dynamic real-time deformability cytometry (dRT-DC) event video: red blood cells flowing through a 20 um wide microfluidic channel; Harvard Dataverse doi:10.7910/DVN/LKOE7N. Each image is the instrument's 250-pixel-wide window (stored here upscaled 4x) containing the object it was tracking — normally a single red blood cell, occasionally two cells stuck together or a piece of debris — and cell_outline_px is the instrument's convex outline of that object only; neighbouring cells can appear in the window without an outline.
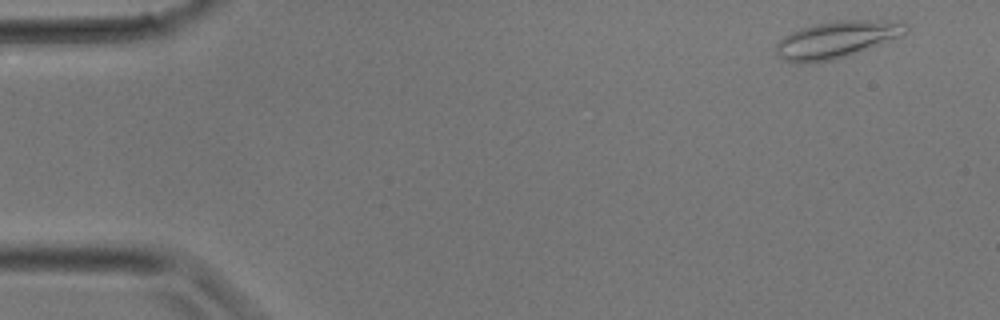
{"species": "common noctule bat (a hibernating species)", "species_latin": "Nyctalus noctula", "temperature_condition": "room temperature", "stored_images_in_passage": 32, "camera_frame_rate_fps": 3000, "um_per_image_px": 0.085, "animal": {"sex": "male", "body_mass_g": 17.9}, "frame": {"image": 1, "passage_image": 2, "time_ms": 0.333, "image_size_px": [1000, 320], "cell_outline_px": [[908, 32], [856, 52], [832, 60], [800, 64], [796, 64], [784, 60], [776, 56], [776, 44], [784, 36], [800, 28], [816, 24], [836, 20], [868, 20], [908, 24]], "centroid_in_image_um": [70.99, 3.38], "position_along_channel_um": 14.0, "area_um2": 27.22}}
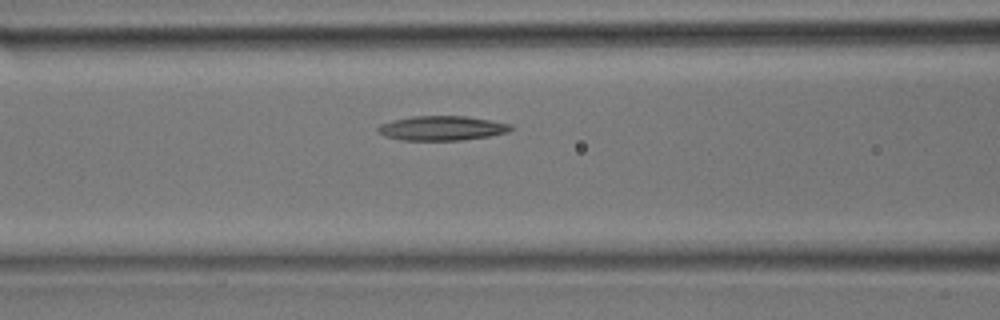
{"frame": {"image": 2, "passage_image": 13, "time_ms": 4.0, "image_size_px": [1000, 320], "cell_outline_px": [[516, 128], [508, 132], [488, 136], [460, 140], [400, 140], [384, 136], [376, 132], [376, 128], [380, 124], [392, 120], [412, 116], [464, 116], [492, 120], [512, 124]], "centroid_in_image_um": [37.55, 10.89], "position_along_channel_um": 129.0, "area_um2": 19.19}}
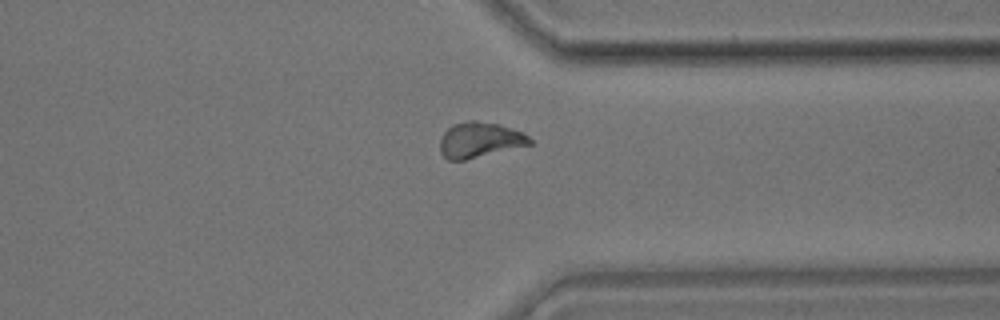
{"frame": {"image": 3, "passage_image": 25, "time_ms": 8.0, "image_size_px": [1000, 320], "cell_outline_px": [[532, 144], [464, 160], [448, 160], [440, 152], [440, 140], [444, 132], [452, 124], [468, 120], [476, 120], [496, 124], [520, 132], [528, 136], [532, 140]], "centroid_in_image_um": [40.73, 11.89], "position_along_channel_um": 370.7, "area_um2": 18.26}}